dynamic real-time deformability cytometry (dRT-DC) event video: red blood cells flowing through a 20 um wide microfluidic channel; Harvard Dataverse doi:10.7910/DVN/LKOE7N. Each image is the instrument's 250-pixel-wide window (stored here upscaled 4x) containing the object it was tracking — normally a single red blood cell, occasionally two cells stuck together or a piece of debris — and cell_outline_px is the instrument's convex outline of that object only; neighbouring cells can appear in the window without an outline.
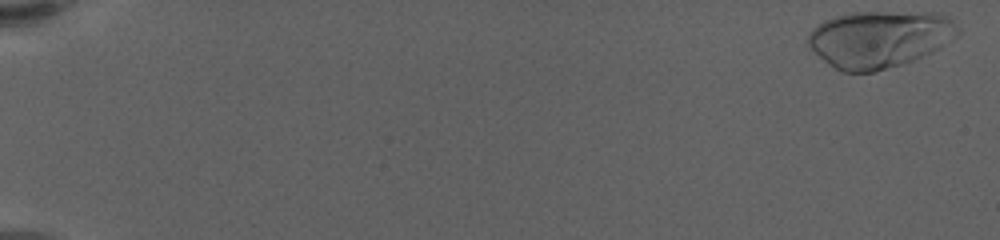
{"species": "human", "species_latin": "Homo sapiens", "temperature_condition": "warm", "stored_images_in_passage": 14, "camera_frame_rate_fps": 3000, "um_per_image_px": 0.085, "donor": {"sex": "female"}, "frame": {"image": 1, "passage_image": 1, "time_ms": 0.0, "image_size_px": [1000, 240], "cell_outline_px": [[960, 36], [912, 60], [876, 72], [840, 72], [824, 60], [808, 44], [808, 36], [812, 28], [824, 20], [836, 16], [852, 12], [940, 12], [952, 20], [960, 28]], "centroid_in_image_um": [74.77, 3.29], "position_along_channel_um": 10.2, "area_um2": 49.59}}